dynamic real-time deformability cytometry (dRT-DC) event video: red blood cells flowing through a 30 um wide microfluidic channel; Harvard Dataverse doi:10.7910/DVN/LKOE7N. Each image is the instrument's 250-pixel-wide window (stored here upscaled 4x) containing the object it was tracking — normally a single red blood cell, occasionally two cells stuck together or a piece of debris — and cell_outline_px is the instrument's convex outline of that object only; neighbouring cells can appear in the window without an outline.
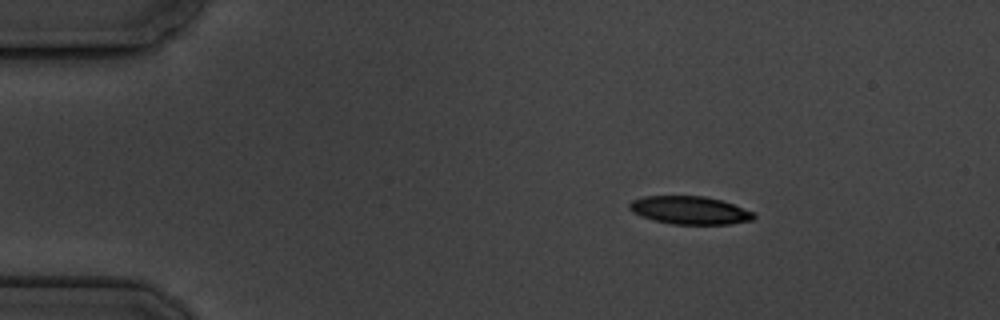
{"species": "common noctule bat (a hibernating species)", "species_latin": "Nyctalus noctula", "temperature_condition": "cold", "stored_images_in_passage": 9, "camera_frame_rate_fps": 3000, "um_per_image_px": 0.085, "animal": {"sex": "male", "body_mass_g": 19.5, "forearm_length_mm": 54.6}, "frame": {"image": 1, "passage_image": 2, "time_ms": 1.333, "image_size_px": [1000, 320], "cell_outline_px": [[756, 216], [752, 220], [728, 224], [672, 224], [652, 220], [640, 216], [632, 212], [628, 208], [628, 204], [632, 200], [644, 196], [704, 196], [720, 200], [732, 204], [752, 212]], "centroid_in_image_um": [58.56, 17.87], "position_along_channel_um": 26.4, "area_um2": 20.23}}
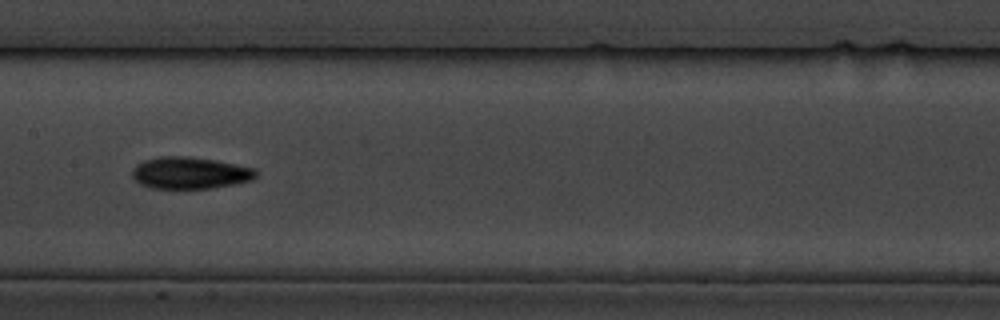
{"frame": {"image": 2, "passage_image": 8, "time_ms": 8.0, "image_size_px": [1000, 320], "cell_outline_px": [[256, 176], [252, 180], [236, 184], [212, 188], [152, 188], [140, 184], [132, 176], [132, 168], [136, 164], [144, 160], [160, 156], [188, 156], [216, 160], [256, 168]], "centroid_in_image_um": [16.15, 14.69], "position_along_channel_um": 191.2, "area_um2": 23.12}}
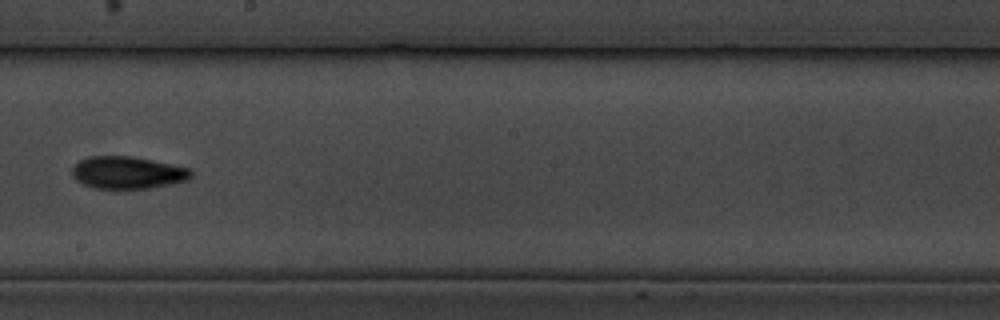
{"frame": {"image": 3, "passage_image": 9, "time_ms": 9.333, "image_size_px": [1000, 320], "cell_outline_px": [[192, 176], [188, 180], [172, 184], [148, 188], [92, 188], [76, 180], [72, 176], [72, 164], [88, 156], [132, 156], [152, 160], [188, 168], [192, 172]], "centroid_in_image_um": [10.81, 14.66], "position_along_channel_um": 237.4, "area_um2": 22.43}}